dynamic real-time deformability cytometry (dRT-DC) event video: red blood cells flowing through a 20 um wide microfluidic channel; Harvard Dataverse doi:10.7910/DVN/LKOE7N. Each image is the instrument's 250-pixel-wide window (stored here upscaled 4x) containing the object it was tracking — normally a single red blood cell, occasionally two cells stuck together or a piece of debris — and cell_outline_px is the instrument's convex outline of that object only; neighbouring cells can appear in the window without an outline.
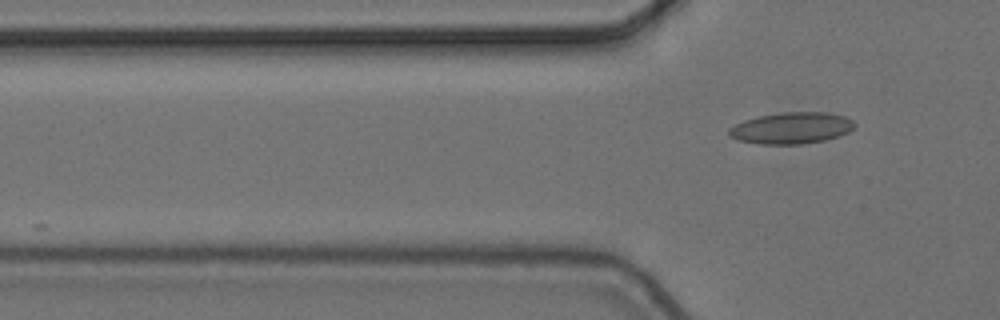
{"species": "common noctule bat (a hibernating species)", "species_latin": "Nyctalus noctula", "temperature_condition": "cold", "stored_images_in_passage": 3, "camera_frame_rate_fps": 3000, "um_per_image_px": 0.085, "animal": {"sex": "female", "body_mass_g": 24.6, "forearm_length_mm": 56.2}, "frame": {"image": 1, "passage_image": 3, "time_ms": 0.667, "image_size_px": [1000, 320], "cell_outline_px": [[856, 124], [848, 132], [824, 140], [800, 144], [760, 144], [736, 140], [728, 136], [728, 128], [744, 120], [756, 116], [780, 112], [824, 112], [844, 116], [852, 120]], "centroid_in_image_um": [67.21, 10.88], "position_along_channel_um": 58.6, "area_um2": 23.06}}